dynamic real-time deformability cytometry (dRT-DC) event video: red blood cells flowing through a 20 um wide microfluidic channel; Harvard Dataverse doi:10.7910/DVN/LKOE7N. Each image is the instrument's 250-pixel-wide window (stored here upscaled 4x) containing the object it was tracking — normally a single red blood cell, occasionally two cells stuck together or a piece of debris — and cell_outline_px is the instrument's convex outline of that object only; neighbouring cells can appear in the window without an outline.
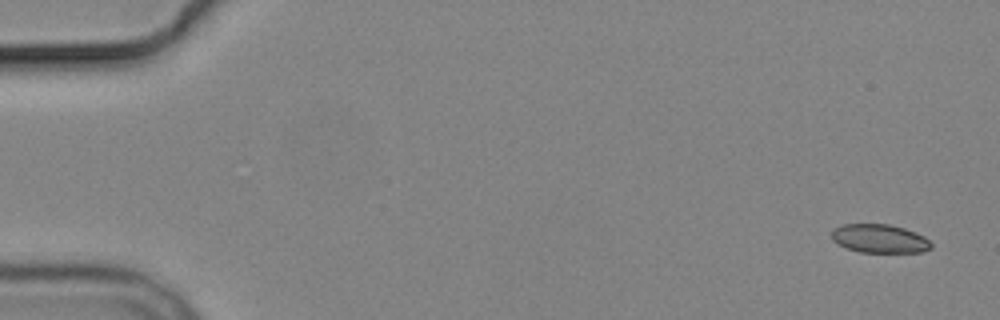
{"species": "common noctule bat (a hibernating species)", "species_latin": "Nyctalus noctula", "temperature_condition": "cold", "stored_images_in_passage": 5, "camera_frame_rate_fps": 3000, "um_per_image_px": 0.085, "animal": {"sex": "male", "body_mass_g": 19.2, "forearm_length_mm": 51.8}, "frame": {"image": 1, "passage_image": 1, "time_ms": 0.0, "image_size_px": [1000, 320], "cell_outline_px": [[932, 248], [924, 252], [860, 252], [848, 248], [832, 240], [832, 232], [836, 228], [844, 224], [888, 224], [904, 228], [924, 236], [932, 244]], "centroid_in_image_um": [74.8, 20.28], "position_along_channel_um": 10.2, "area_um2": 16.42}}
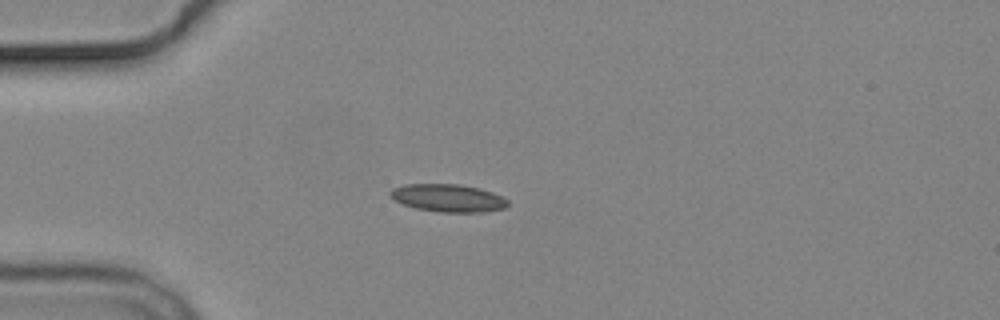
{"frame": {"image": 2, "passage_image": 4, "time_ms": 4.333, "image_size_px": [1000, 320], "cell_outline_px": [[508, 204], [504, 208], [484, 212], [440, 212], [416, 208], [392, 200], [388, 196], [388, 192], [392, 188], [404, 184], [460, 184], [480, 188], [492, 192], [508, 200]], "centroid_in_image_um": [38.03, 16.82], "position_along_channel_um": 47.0, "area_um2": 19.13}}